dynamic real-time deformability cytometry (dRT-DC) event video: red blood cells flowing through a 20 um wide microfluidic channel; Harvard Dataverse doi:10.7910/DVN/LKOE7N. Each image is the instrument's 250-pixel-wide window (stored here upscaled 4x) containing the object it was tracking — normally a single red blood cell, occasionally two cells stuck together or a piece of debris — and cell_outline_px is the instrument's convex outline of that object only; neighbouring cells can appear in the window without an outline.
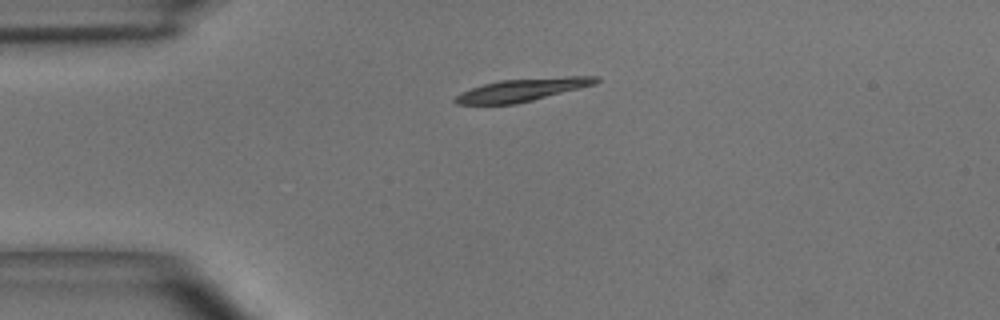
{"species": "common noctule bat (a hibernating species)", "species_latin": "Nyctalus noctula", "temperature_condition": "room temperature", "stored_images_in_passage": 3, "camera_frame_rate_fps": 3000, "um_per_image_px": 0.085, "animal": {"sex": "male", "body_mass_g": 15.6}, "frame": {"image": 1, "passage_image": 2, "time_ms": 0.333, "image_size_px": [1000, 320], "cell_outline_px": [[600, 80], [596, 84], [516, 104], [456, 104], [452, 100], [460, 92], [484, 84], [500, 80], [568, 76], [600, 76]], "centroid_in_image_um": [44.4, 7.63], "position_along_channel_um": 40.6, "area_um2": 18.55}}